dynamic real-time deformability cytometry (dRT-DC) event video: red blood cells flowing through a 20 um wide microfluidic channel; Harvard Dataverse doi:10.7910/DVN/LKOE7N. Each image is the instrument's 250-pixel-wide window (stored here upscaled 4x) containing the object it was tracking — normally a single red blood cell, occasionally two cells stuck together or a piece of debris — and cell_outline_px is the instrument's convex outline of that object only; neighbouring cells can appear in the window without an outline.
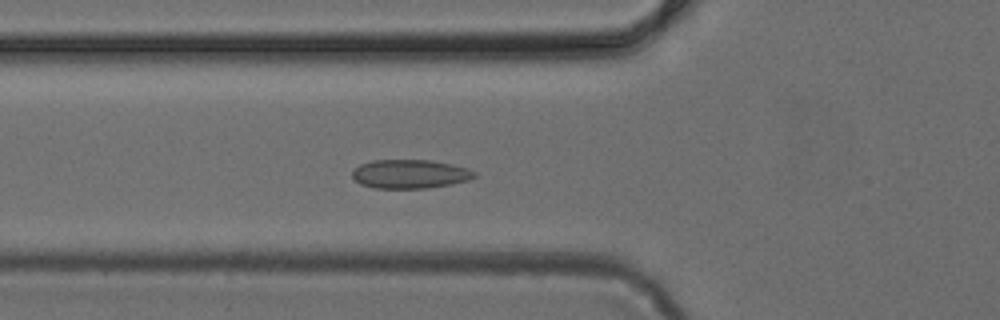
{"species": "common noctule bat (a hibernating species)", "species_latin": "Nyctalus noctula", "temperature_condition": "cold", "stored_images_in_passage": 48, "camera_frame_rate_fps": 3000, "um_per_image_px": 0.085, "animal": {"sex": "female", "body_mass_g": 24.6, "forearm_length_mm": 56.2}, "frame": {"image": 1, "passage_image": 17, "time_ms": 5.333, "image_size_px": [1000, 320], "cell_outline_px": [[476, 176], [468, 180], [452, 184], [428, 188], [372, 188], [360, 184], [352, 176], [352, 172], [360, 164], [372, 160], [428, 160], [452, 164], [468, 168], [476, 172]], "centroid_in_image_um": [34.85, 14.79], "position_along_channel_um": 90.9, "area_um2": 20.58}}
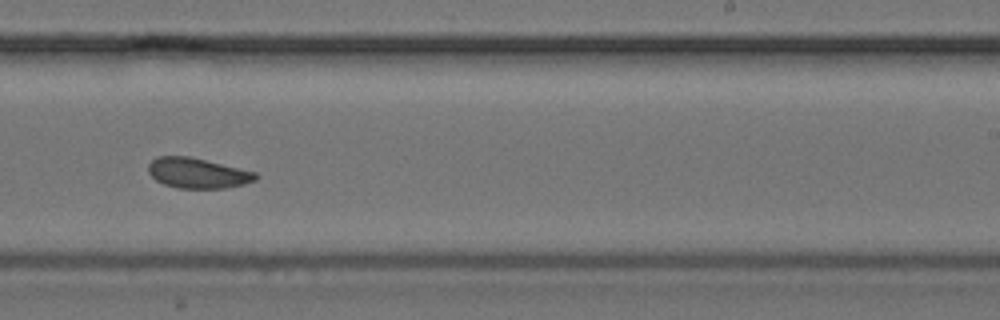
{"frame": {"image": 2, "passage_image": 30, "time_ms": 9.667, "image_size_px": [1000, 320], "cell_outline_px": [[260, 176], [256, 180], [244, 184], [224, 188], [176, 188], [164, 184], [156, 180], [148, 172], [148, 164], [156, 156], [192, 156], [256, 172]], "centroid_in_image_um": [16.8, 14.7], "position_along_channel_um": 272.2, "area_um2": 19.13}}
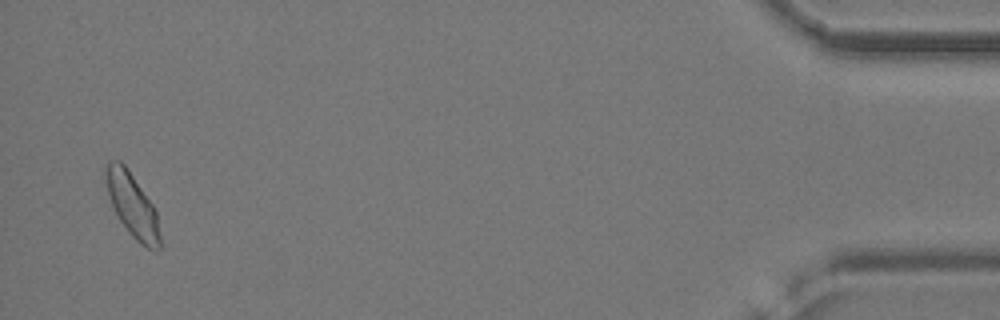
{"frame": {"image": 3, "passage_image": 47, "time_ms": 15.333, "image_size_px": [1000, 320], "cell_outline_px": [[160, 248], [148, 248], [140, 244], [132, 236], [120, 220], [112, 204], [108, 192], [104, 172], [108, 160], [120, 160], [124, 164], [156, 208], [160, 236]], "centroid_in_image_um": [11.25, 17.41], "position_along_channel_um": 423.9, "area_um2": 19.83}}